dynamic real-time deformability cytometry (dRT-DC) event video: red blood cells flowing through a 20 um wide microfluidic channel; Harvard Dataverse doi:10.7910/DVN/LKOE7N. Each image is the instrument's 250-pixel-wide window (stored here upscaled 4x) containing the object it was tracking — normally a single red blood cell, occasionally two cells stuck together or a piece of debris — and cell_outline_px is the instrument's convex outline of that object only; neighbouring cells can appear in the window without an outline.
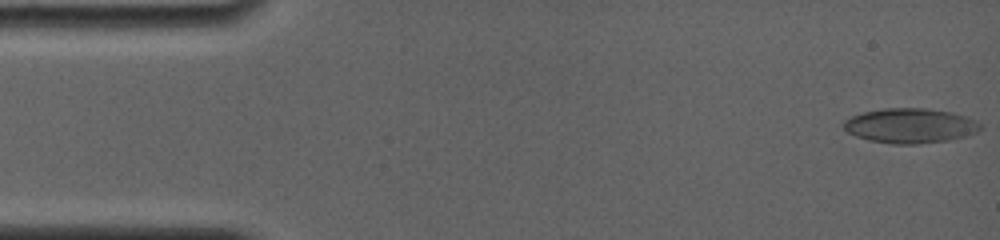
{"species": "common noctule bat (a hibernating species)", "species_latin": "Nyctalus noctula", "temperature_condition": "room temperature", "stored_images_in_passage": 58, "camera_frame_rate_fps": 4000, "um_per_image_px": 0.085, "animal": {"sex": "female", "body_mass_g": 19.0, "forearm_length_mm": 56.7}, "frame": {"image": 1, "passage_image": 1, "time_ms": 0.0, "image_size_px": [1000, 240], "cell_outline_px": [[984, 124], [976, 132], [964, 136], [948, 140], [916, 144], [892, 144], [868, 140], [856, 136], [848, 132], [840, 124], [844, 120], [852, 116], [864, 112], [888, 108], [924, 108], [952, 112], [976, 120]], "centroid_in_image_um": [77.35, 10.68], "position_along_channel_um": 7.6, "area_um2": 27.69}}
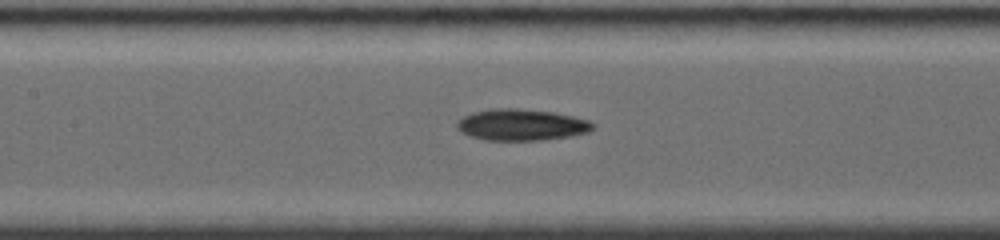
{"frame": {"image": 2, "passage_image": 34, "time_ms": 7.25, "image_size_px": [1000, 240], "cell_outline_px": [[596, 124], [588, 132], [568, 136], [540, 140], [484, 140], [460, 132], [456, 128], [456, 124], [464, 116], [472, 112], [496, 108], [516, 108], [552, 112], [572, 116], [588, 120]], "centroid_in_image_um": [44.3, 10.6], "position_along_channel_um": 163.1, "area_um2": 24.68}}
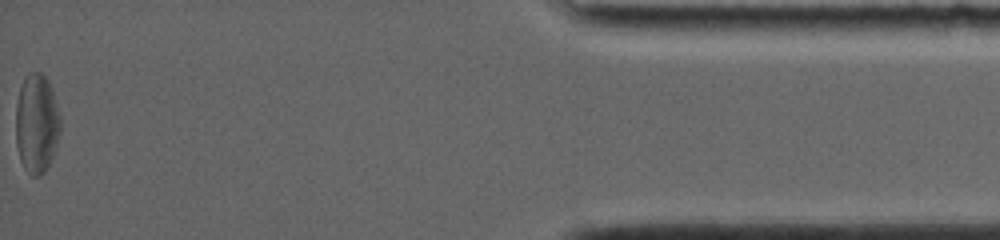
{"frame": {"image": 3, "passage_image": 58, "time_ms": 16.25, "image_size_px": [1000, 240], "cell_outline_px": [[60, 132], [52, 156], [44, 172], [40, 176], [32, 176], [24, 168], [20, 160], [16, 144], [16, 104], [20, 88], [24, 76], [28, 72], [40, 72], [48, 80], [52, 88], [60, 120]], "centroid_in_image_um": [3.1, 10.48], "position_along_channel_um": 432.1, "area_um2": 25.72}, "authors_computed_cell_mechanics": {"area_um2": 24.565, "velocity_mm_per_s": 3.807, "shape_relaxation_time_tau1_ms": 7.6354, "shape_relaxation_time_tau2_ms": 1.9499, "deformation_change_tau1": 0.1444, "deformation_change_tau2": 0.107}}